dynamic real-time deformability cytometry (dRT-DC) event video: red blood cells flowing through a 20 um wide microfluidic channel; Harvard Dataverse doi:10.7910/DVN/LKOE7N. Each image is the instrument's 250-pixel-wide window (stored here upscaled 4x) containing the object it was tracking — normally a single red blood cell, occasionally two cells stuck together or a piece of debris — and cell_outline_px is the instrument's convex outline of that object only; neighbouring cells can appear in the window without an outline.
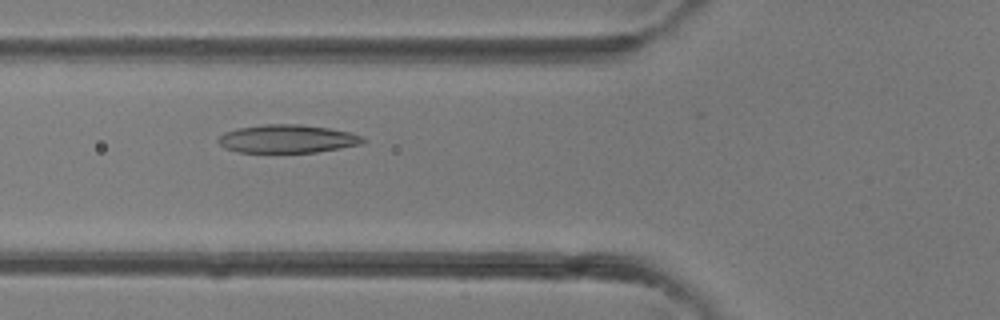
{"species": "common noctule bat (a hibernating species)", "species_latin": "Nyctalus noctula", "temperature_condition": "room temperature", "stored_images_in_passage": 40, "camera_frame_rate_fps": 3000, "um_per_image_px": 0.085, "animal": {"sex": "female"}, "frame": {"image": 1, "passage_image": 15, "time_ms": 4.667, "image_size_px": [1000, 320], "cell_outline_px": [[364, 140], [360, 144], [340, 148], [316, 152], [240, 152], [224, 148], [216, 140], [224, 132], [240, 128], [264, 124], [300, 124], [328, 128], [348, 132], [360, 136]], "centroid_in_image_um": [24.37, 11.8], "position_along_channel_um": 101.4, "area_um2": 23.47}}
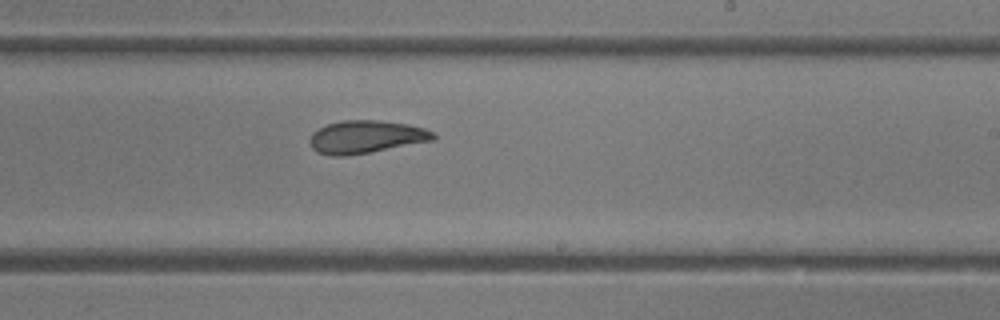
{"frame": {"image": 2, "passage_image": 24, "time_ms": 7.667, "image_size_px": [1000, 320], "cell_outline_px": [[436, 140], [348, 156], [332, 156], [316, 152], [312, 148], [312, 132], [328, 124], [344, 120], [380, 120], [408, 124], [424, 128], [436, 132]], "centroid_in_image_um": [31.17, 11.64], "position_along_channel_um": 257.8, "area_um2": 23.64}}
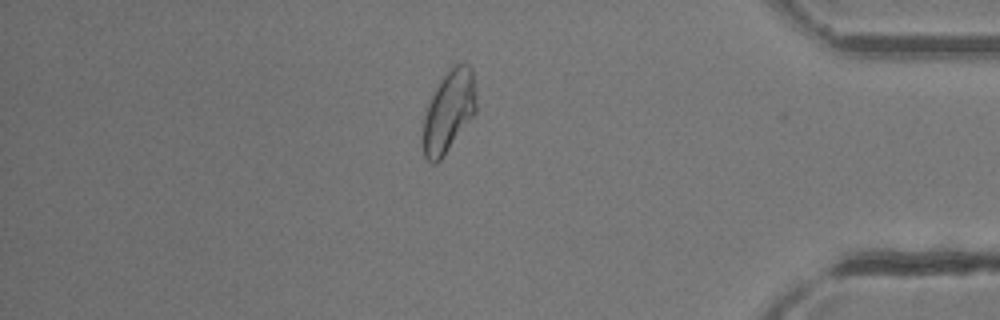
{"frame": {"image": 3, "passage_image": 34, "time_ms": 11.0, "image_size_px": [1000, 320], "cell_outline_px": [[476, 112], [440, 160], [436, 164], [432, 164], [424, 156], [420, 144], [420, 120], [440, 76], [452, 64], [464, 60], [472, 68], [476, 100]], "centroid_in_image_um": [38.06, 9.43], "position_along_channel_um": 397.1, "area_um2": 26.65}}